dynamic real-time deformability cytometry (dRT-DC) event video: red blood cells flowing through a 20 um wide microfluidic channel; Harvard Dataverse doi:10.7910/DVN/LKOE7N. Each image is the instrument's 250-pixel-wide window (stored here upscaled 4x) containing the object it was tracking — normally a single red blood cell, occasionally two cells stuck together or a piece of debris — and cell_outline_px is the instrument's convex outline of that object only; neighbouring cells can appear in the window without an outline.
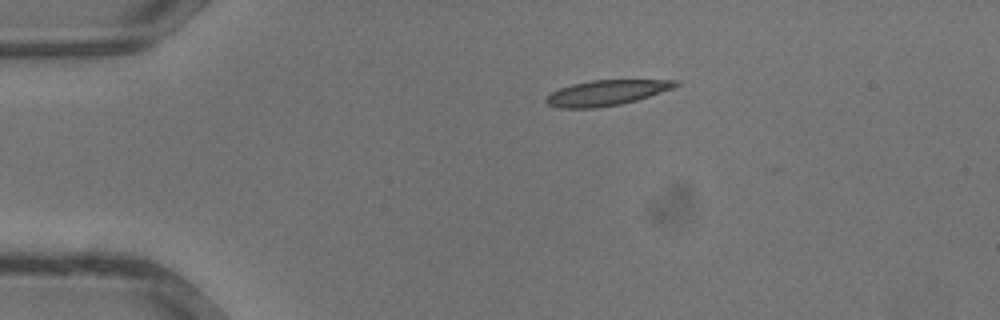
{"species": "common noctule bat (a hibernating species)", "species_latin": "Nyctalus noctula", "temperature_condition": "warm", "stored_images_in_passage": 16, "camera_frame_rate_fps": 3000, "um_per_image_px": 0.085, "animal": {"sex": "male", "body_mass_g": 13.3}, "frame": {"image": 1, "passage_image": 1, "time_ms": 0.0, "image_size_px": [1000, 320], "cell_outline_px": [[680, 84], [672, 88], [636, 100], [620, 104], [596, 108], [556, 108], [548, 104], [544, 100], [552, 92], [560, 88], [572, 84], [592, 80], [680, 80]], "centroid_in_image_um": [51.52, 7.89], "position_along_channel_um": 33.5, "area_um2": 18.96}}
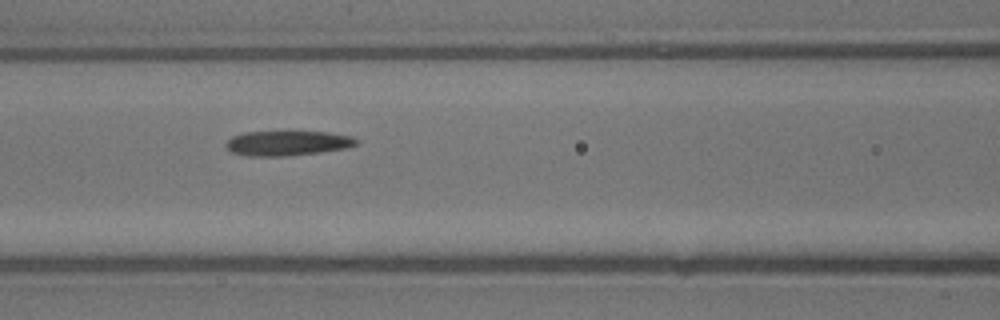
{"frame": {"image": 2, "passage_image": 9, "time_ms": 2.667, "image_size_px": [1000, 320], "cell_outline_px": [[360, 144], [348, 148], [320, 152], [284, 156], [248, 156], [232, 152], [224, 144], [232, 136], [244, 132], [328, 132], [352, 136]], "centroid_in_image_um": [24.45, 12.17], "position_along_channel_um": 142.1, "area_um2": 18.84}}
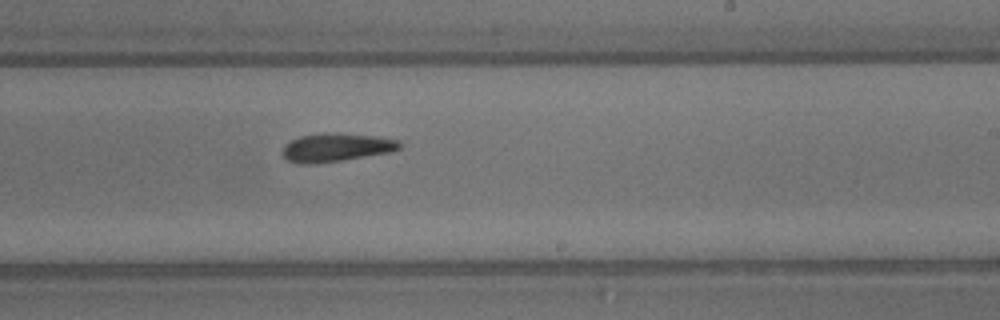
{"frame": {"image": 3, "passage_image": 15, "time_ms": 4.667, "image_size_px": [1000, 320], "cell_outline_px": [[400, 148], [388, 152], [340, 160], [312, 164], [300, 164], [288, 160], [284, 156], [284, 148], [292, 140], [300, 136], [324, 132], [328, 132], [376, 136], [400, 140]], "centroid_in_image_um": [28.58, 12.52], "position_along_channel_um": 260.4, "area_um2": 18.96}}